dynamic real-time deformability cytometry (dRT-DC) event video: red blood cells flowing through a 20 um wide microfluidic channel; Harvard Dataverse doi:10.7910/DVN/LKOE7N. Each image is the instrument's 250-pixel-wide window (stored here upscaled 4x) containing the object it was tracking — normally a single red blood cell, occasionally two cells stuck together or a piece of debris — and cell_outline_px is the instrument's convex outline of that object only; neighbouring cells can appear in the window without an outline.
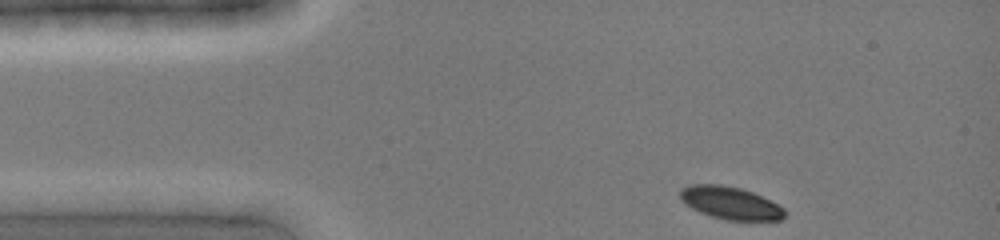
{"species": "common noctule bat (a hibernating species)", "species_latin": "Nyctalus noctula", "temperature_condition": "cold", "stored_images_in_passage": 4, "camera_frame_rate_fps": 3000, "um_per_image_px": 0.085, "animal": {"sex": "female", "body_mass_g": 19.0, "forearm_length_mm": 51.5}, "frame": {"image": 1, "passage_image": 1, "time_ms": 0.0, "image_size_px": [1000, 240], "cell_outline_px": [[784, 216], [780, 220], [728, 220], [712, 216], [700, 212], [692, 208], [680, 200], [680, 188], [688, 184], [720, 184], [740, 188], [752, 192], [784, 208]], "centroid_in_image_um": [62.02, 17.24], "position_along_channel_um": 23.0, "area_um2": 19.65}}